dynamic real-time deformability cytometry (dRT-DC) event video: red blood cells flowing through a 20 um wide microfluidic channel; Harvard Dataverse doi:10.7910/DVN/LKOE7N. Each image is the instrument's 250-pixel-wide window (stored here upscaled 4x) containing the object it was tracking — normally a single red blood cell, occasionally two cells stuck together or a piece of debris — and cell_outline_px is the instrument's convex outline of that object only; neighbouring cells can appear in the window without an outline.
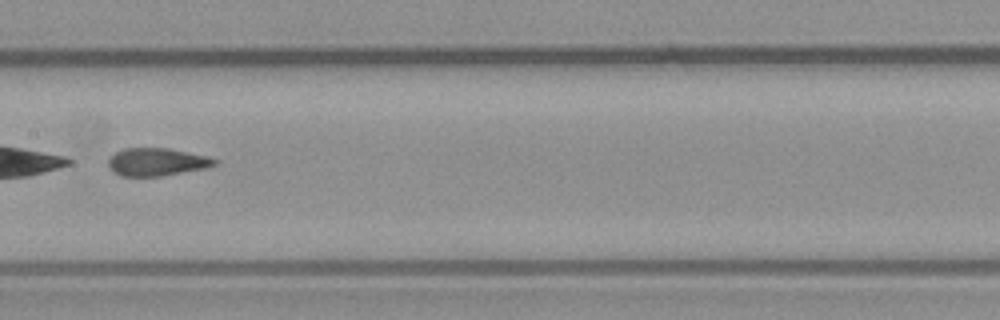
{"species": "common noctule bat (a hibernating species)", "species_latin": "Nyctalus noctula", "temperature_condition": "warm", "stored_images_in_passage": 50, "camera_frame_rate_fps": 3000, "um_per_image_px": 0.085, "animal": {"sex": "male", "body_mass_g": 23.1, "forearm_length_mm": 52.7}, "frame": {"image": 1, "passage_image": 24, "time_ms": 7.667, "image_size_px": [1000, 320], "cell_outline_px": [[220, 160], [216, 164], [208, 168], [160, 176], [120, 176], [108, 164], [108, 160], [116, 152], [124, 148], [168, 148], [208, 156]], "centroid_in_image_um": [13.39, 13.76], "position_along_channel_um": 194.0, "area_um2": 17.17}}
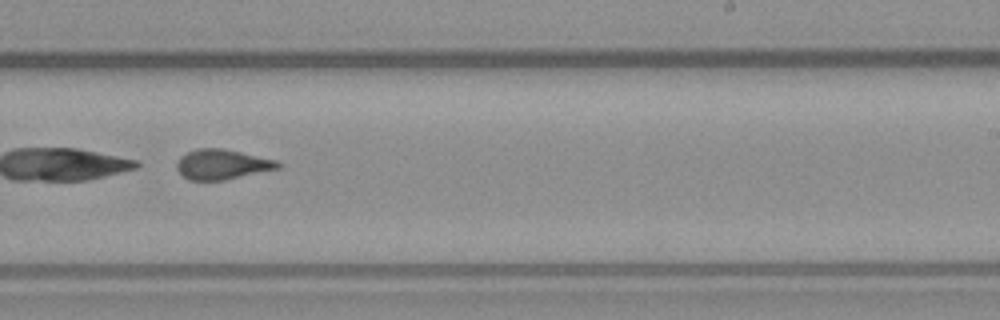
{"frame": {"image": 2, "passage_image": 30, "time_ms": 9.667, "image_size_px": [1000, 320], "cell_outline_px": [[280, 168], [224, 180], [188, 180], [176, 168], [176, 160], [180, 156], [196, 148], [220, 148], [240, 152], [276, 160], [280, 164]], "centroid_in_image_um": [18.84, 13.97], "position_along_channel_um": 270.2, "area_um2": 17.57}, "authors_computed_cell_mechanics": {"area_um2": 19.6231, "velocity_mm_per_s": 3.821, "shape_relaxation_time_tau1_ms": null, "shape_relaxation_time_tau2_ms": 1.6126, "deformation_change_tau1": null, "deformation_change_tau2": 0.0858}}